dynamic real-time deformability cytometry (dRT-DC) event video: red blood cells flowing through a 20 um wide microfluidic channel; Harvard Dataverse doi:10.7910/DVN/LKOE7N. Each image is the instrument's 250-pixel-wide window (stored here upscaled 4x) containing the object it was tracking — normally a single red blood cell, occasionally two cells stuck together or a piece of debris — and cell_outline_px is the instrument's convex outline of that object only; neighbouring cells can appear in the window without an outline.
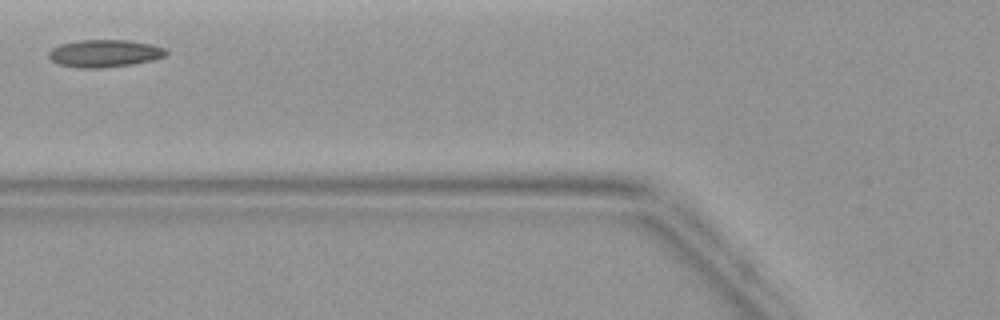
{"species": "common noctule bat (a hibernating species)", "species_latin": "Nyctalus noctula", "temperature_condition": "warm", "stored_images_in_passage": 3, "camera_frame_rate_fps": 3000, "um_per_image_px": 0.085, "animal": {"sex": "female", "body_mass_g": 19.9}, "frame": {"image": 1, "passage_image": 2, "time_ms": 1.333, "image_size_px": [1000, 320], "cell_outline_px": [[168, 56], [152, 60], [132, 64], [100, 68], [80, 68], [56, 64], [48, 56], [48, 52], [52, 48], [60, 44], [80, 40], [128, 40], [152, 44], [164, 48], [168, 52]], "centroid_in_image_um": [8.89, 4.54], "position_along_channel_um": 116.9, "area_um2": 18.9}}